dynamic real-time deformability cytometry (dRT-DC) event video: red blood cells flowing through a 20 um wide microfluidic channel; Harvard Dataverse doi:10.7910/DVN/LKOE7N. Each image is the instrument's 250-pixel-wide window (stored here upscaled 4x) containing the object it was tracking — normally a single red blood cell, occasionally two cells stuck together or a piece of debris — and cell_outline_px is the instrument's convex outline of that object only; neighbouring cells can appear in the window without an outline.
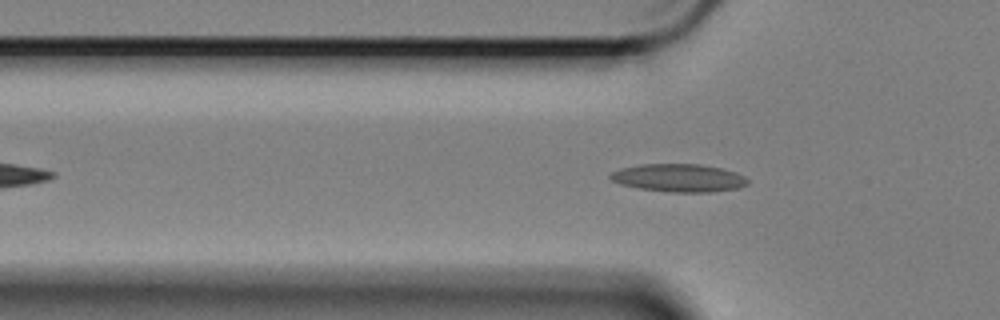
{"species": "Egyptian fruit bat (a non-hibernating species)", "species_latin": "Rousettus aegyptiacus", "temperature_condition": "cold", "stored_images_in_passage": 54, "camera_frame_rate_fps": 3000, "um_per_image_px": 0.085, "animal": {"sex": "female"}, "frame": {"image": 1, "passage_image": 12, "time_ms": 3.667, "image_size_px": [1000, 320], "cell_outline_px": [[748, 184], [740, 188], [712, 192], [668, 192], [636, 188], [620, 184], [612, 180], [608, 176], [612, 172], [620, 168], [640, 164], [700, 164], [720, 168], [736, 172], [744, 176], [748, 180]], "centroid_in_image_um": [57.69, 15.13], "position_along_channel_um": 68.1, "area_um2": 22.54}}
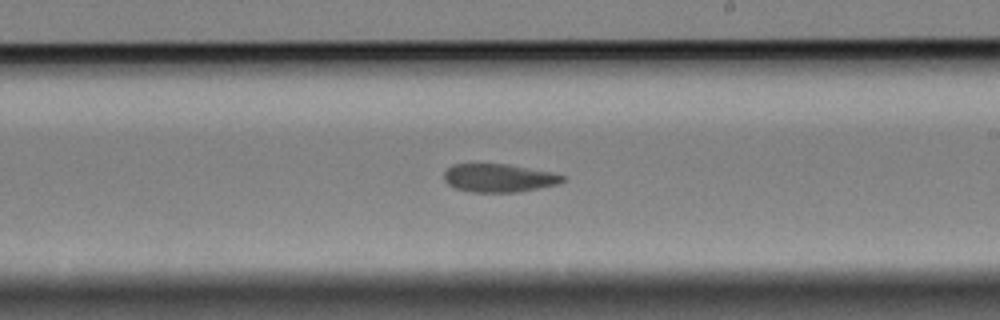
{"frame": {"image": 2, "passage_image": 28, "time_ms": 9.0, "image_size_px": [1000, 320], "cell_outline_px": [[564, 180], [556, 184], [516, 192], [468, 192], [456, 188], [448, 184], [444, 180], [444, 172], [452, 164], [508, 164], [552, 172], [564, 176]], "centroid_in_image_um": [42.35, 15.12], "position_along_channel_um": 246.6, "area_um2": 19.36}}
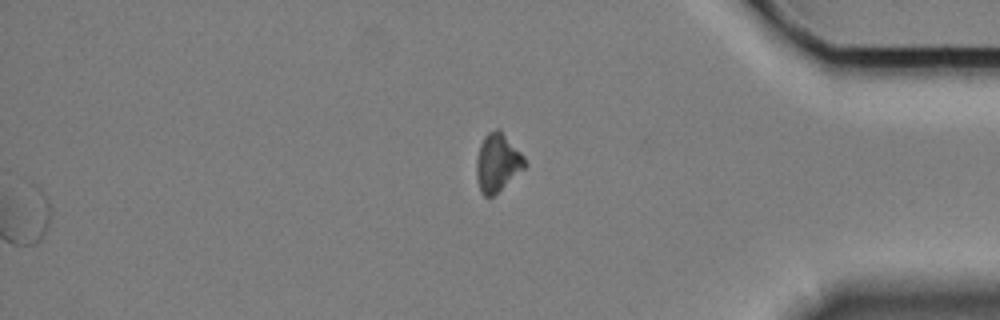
{"frame": {"image": 3, "passage_image": 54, "time_ms": 17.667, "image_size_px": [1000, 320], "cell_outline_px": [[528, 164], [524, 168], [492, 196], [484, 196], [480, 192], [476, 176], [476, 160], [480, 144], [484, 136], [488, 132], [496, 128], [500, 128], [524, 156]], "centroid_in_image_um": [42.27, 13.78], "position_along_channel_um": 392.9, "area_um2": 16.36}, "authors_computed_cell_mechanics": {"area_um2": 20.8658, "velocity_mm_per_s": 3.3392, "shape_relaxation_time_tau1_ms": null, "shape_relaxation_time_tau2_ms": 3.1524, "deformation_change_tau1": null, "deformation_change_tau2": 0.0756}}